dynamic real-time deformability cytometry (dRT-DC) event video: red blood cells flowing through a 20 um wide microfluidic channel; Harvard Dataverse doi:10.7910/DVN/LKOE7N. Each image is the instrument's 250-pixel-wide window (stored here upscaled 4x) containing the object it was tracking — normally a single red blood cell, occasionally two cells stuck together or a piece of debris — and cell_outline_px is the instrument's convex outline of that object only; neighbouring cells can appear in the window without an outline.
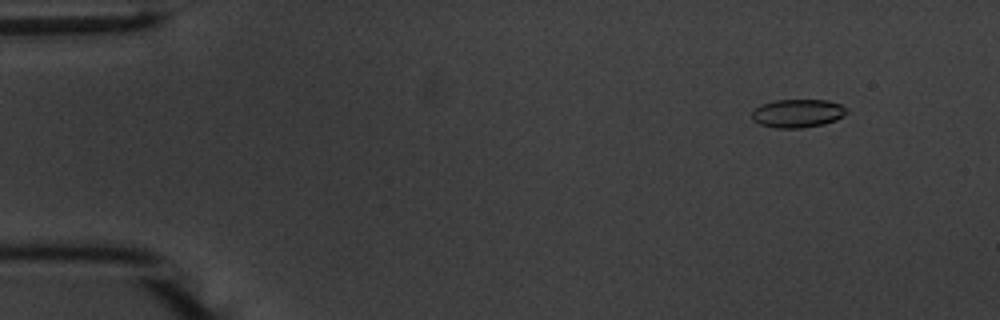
{"species": "common noctule bat (a hibernating species)", "species_latin": "Nyctalus noctula", "temperature_condition": "warm", "stored_images_in_passage": 51, "segment_of_instrument_passage": [1, 2], "camera_frame_rate_fps": 3000, "um_per_image_px": 0.085, "animal": {"sex": "male", "body_mass_g": 20.1, "forearm_length_mm": 53.5}, "frame": {"image": 1, "passage_image": 1, "time_ms": 0.0, "image_size_px": [1000, 320], "cell_outline_px": [[848, 112], [844, 116], [836, 120], [824, 124], [800, 128], [776, 128], [760, 124], [752, 120], [752, 112], [760, 104], [776, 100], [828, 100], [840, 104], [848, 108]], "centroid_in_image_um": [67.82, 9.63], "position_along_channel_um": 17.2, "area_um2": 15.78}}
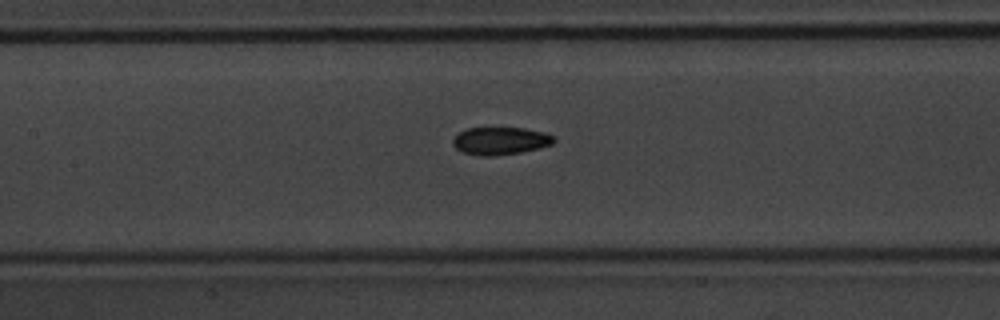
{"frame": {"image": 2, "passage_image": 21, "time_ms": 6.667, "image_size_px": [1000, 320], "cell_outline_px": [[556, 140], [552, 144], [540, 148], [520, 152], [492, 156], [480, 156], [464, 152], [456, 148], [452, 144], [452, 140], [456, 132], [464, 128], [524, 128], [548, 132]], "centroid_in_image_um": [42.51, 11.96], "position_along_channel_um": 164.9, "area_um2": 16.47}}
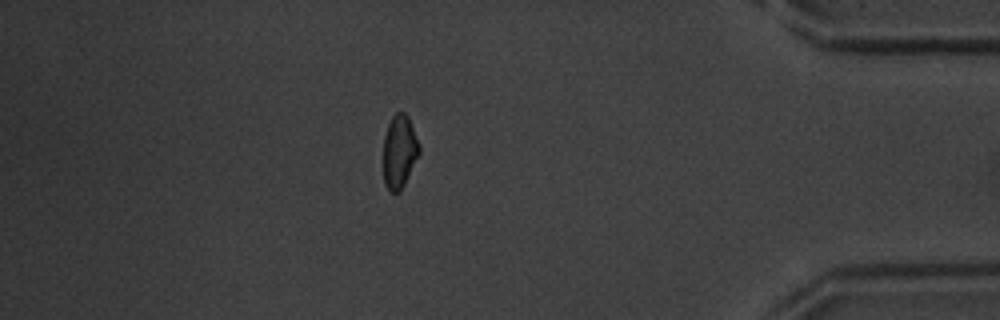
{"frame": {"image": 3, "passage_image": 43, "time_ms": 14.0, "image_size_px": [1000, 320], "cell_outline_px": [[420, 152], [400, 192], [392, 192], [384, 184], [384, 136], [388, 124], [392, 116], [396, 112], [404, 112], [408, 116], [420, 144]], "centroid_in_image_um": [33.95, 12.86], "position_along_channel_um": 401.2, "area_um2": 15.26}}